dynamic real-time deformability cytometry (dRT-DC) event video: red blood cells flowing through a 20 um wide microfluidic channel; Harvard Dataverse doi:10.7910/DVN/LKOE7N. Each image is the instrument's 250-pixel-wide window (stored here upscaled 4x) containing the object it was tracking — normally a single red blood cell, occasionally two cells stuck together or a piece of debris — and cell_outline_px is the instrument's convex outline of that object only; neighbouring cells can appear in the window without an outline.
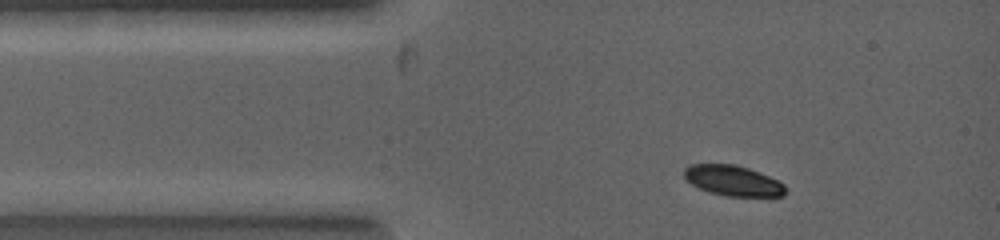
{"species": "common noctule bat (a hibernating species)", "species_latin": "Nyctalus noctula", "temperature_condition": "warm", "stored_images_in_passage": 2, "camera_frame_rate_fps": 5000, "um_per_image_px": 0.085, "animal": {"sex": "female", "body_mass_g": 19.0, "forearm_length_mm": 53.3}, "frame": {"image": 1, "passage_image": 1, "time_ms": 0.0, "image_size_px": [1000, 240], "cell_outline_px": [[784, 196], [728, 196], [708, 192], [692, 184], [684, 176], [684, 168], [688, 164], [736, 164], [748, 168], [768, 176], [784, 184]], "centroid_in_image_um": [62.26, 15.34], "position_along_channel_um": 22.7, "area_um2": 17.74}}
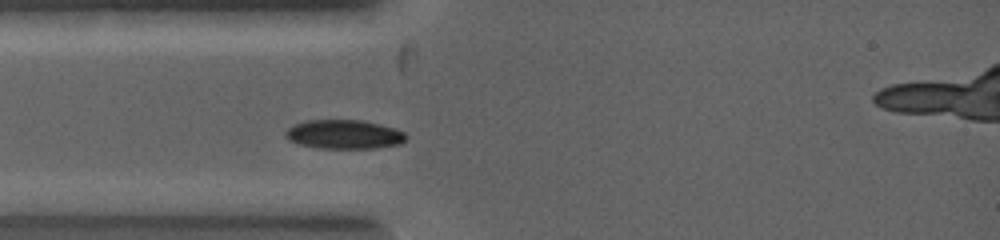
{"frame": {"image": 2, "passage_image": 2, "time_ms": 1.0, "image_size_px": [1000, 240], "cell_outline_px": [[408, 136], [400, 144], [372, 148], [320, 148], [300, 144], [288, 140], [284, 136], [284, 132], [292, 124], [304, 120], [364, 120], [396, 128], [404, 132]], "centroid_in_image_um": [29.22, 11.4], "position_along_channel_um": 55.8, "area_um2": 20.58}}